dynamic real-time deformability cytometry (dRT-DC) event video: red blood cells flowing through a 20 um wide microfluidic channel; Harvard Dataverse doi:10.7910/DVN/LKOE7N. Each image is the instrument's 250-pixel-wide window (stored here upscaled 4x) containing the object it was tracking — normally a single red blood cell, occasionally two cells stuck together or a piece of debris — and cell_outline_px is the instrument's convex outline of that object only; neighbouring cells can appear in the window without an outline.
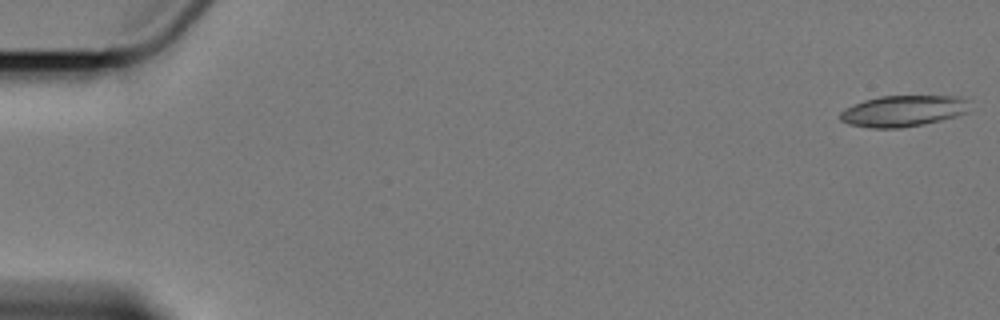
{"species": "Egyptian fruit bat (a non-hibernating species)", "species_latin": "Rousettus aegyptiacus", "temperature_condition": "cold", "stored_images_in_passage": 6, "camera_frame_rate_fps": 3000, "um_per_image_px": 0.085, "animal": {"sex": "female"}, "frame": {"image": 1, "passage_image": 1, "time_ms": 0.0, "image_size_px": [1000, 320], "cell_outline_px": [[968, 112], [956, 116], [924, 124], [900, 128], [872, 128], [848, 124], [840, 120], [840, 112], [844, 108], [864, 100], [880, 96], [960, 96], [964, 100]], "centroid_in_image_um": [76.7, 9.44], "position_along_channel_um": 8.3, "area_um2": 23.35}}